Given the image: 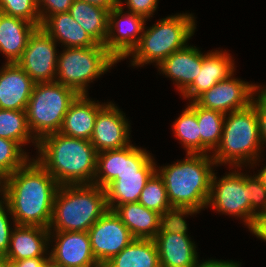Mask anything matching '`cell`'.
Wrapping results in <instances>:
<instances>
[{
    "instance_id": "ee69618b",
    "label": "cell",
    "mask_w": 266,
    "mask_h": 267,
    "mask_svg": "<svg viewBox=\"0 0 266 267\" xmlns=\"http://www.w3.org/2000/svg\"><path fill=\"white\" fill-rule=\"evenodd\" d=\"M256 175L262 180V183L266 188V166L261 168V170H259V172Z\"/></svg>"
},
{
    "instance_id": "d6a6232c",
    "label": "cell",
    "mask_w": 266,
    "mask_h": 267,
    "mask_svg": "<svg viewBox=\"0 0 266 267\" xmlns=\"http://www.w3.org/2000/svg\"><path fill=\"white\" fill-rule=\"evenodd\" d=\"M200 213L191 208L171 207L160 214L158 233H173L188 235L186 216ZM185 217V218H184Z\"/></svg>"
},
{
    "instance_id": "83f0119b",
    "label": "cell",
    "mask_w": 266,
    "mask_h": 267,
    "mask_svg": "<svg viewBox=\"0 0 266 267\" xmlns=\"http://www.w3.org/2000/svg\"><path fill=\"white\" fill-rule=\"evenodd\" d=\"M195 114L199 125L200 154L210 155L220 143L225 114L220 111L202 108L196 103Z\"/></svg>"
},
{
    "instance_id": "484cf974",
    "label": "cell",
    "mask_w": 266,
    "mask_h": 267,
    "mask_svg": "<svg viewBox=\"0 0 266 267\" xmlns=\"http://www.w3.org/2000/svg\"><path fill=\"white\" fill-rule=\"evenodd\" d=\"M68 12L96 43L105 44L108 34L107 9L74 0Z\"/></svg>"
},
{
    "instance_id": "4316f807",
    "label": "cell",
    "mask_w": 266,
    "mask_h": 267,
    "mask_svg": "<svg viewBox=\"0 0 266 267\" xmlns=\"http://www.w3.org/2000/svg\"><path fill=\"white\" fill-rule=\"evenodd\" d=\"M103 267H160L153 239H134Z\"/></svg>"
},
{
    "instance_id": "4dcf8cb0",
    "label": "cell",
    "mask_w": 266,
    "mask_h": 267,
    "mask_svg": "<svg viewBox=\"0 0 266 267\" xmlns=\"http://www.w3.org/2000/svg\"><path fill=\"white\" fill-rule=\"evenodd\" d=\"M138 202L159 214L172 207L168 200L164 181L157 171L147 180Z\"/></svg>"
},
{
    "instance_id": "836d02e7",
    "label": "cell",
    "mask_w": 266,
    "mask_h": 267,
    "mask_svg": "<svg viewBox=\"0 0 266 267\" xmlns=\"http://www.w3.org/2000/svg\"><path fill=\"white\" fill-rule=\"evenodd\" d=\"M0 13L22 18L41 27L37 0H0Z\"/></svg>"
},
{
    "instance_id": "ab89813d",
    "label": "cell",
    "mask_w": 266,
    "mask_h": 267,
    "mask_svg": "<svg viewBox=\"0 0 266 267\" xmlns=\"http://www.w3.org/2000/svg\"><path fill=\"white\" fill-rule=\"evenodd\" d=\"M15 267H47L49 257H34L11 262Z\"/></svg>"
},
{
    "instance_id": "cb8c5ba5",
    "label": "cell",
    "mask_w": 266,
    "mask_h": 267,
    "mask_svg": "<svg viewBox=\"0 0 266 267\" xmlns=\"http://www.w3.org/2000/svg\"><path fill=\"white\" fill-rule=\"evenodd\" d=\"M110 210L115 212L135 239H153L159 231L160 214L139 202L115 205Z\"/></svg>"
},
{
    "instance_id": "7dc6e473",
    "label": "cell",
    "mask_w": 266,
    "mask_h": 267,
    "mask_svg": "<svg viewBox=\"0 0 266 267\" xmlns=\"http://www.w3.org/2000/svg\"><path fill=\"white\" fill-rule=\"evenodd\" d=\"M5 267H15L12 263L8 262Z\"/></svg>"
},
{
    "instance_id": "8992f818",
    "label": "cell",
    "mask_w": 266,
    "mask_h": 267,
    "mask_svg": "<svg viewBox=\"0 0 266 267\" xmlns=\"http://www.w3.org/2000/svg\"><path fill=\"white\" fill-rule=\"evenodd\" d=\"M261 150L264 149L255 107L250 104L245 109L225 114L220 143L211 153L216 166L229 164L234 169L249 165L253 168L260 162Z\"/></svg>"
},
{
    "instance_id": "60d3db41",
    "label": "cell",
    "mask_w": 266,
    "mask_h": 267,
    "mask_svg": "<svg viewBox=\"0 0 266 267\" xmlns=\"http://www.w3.org/2000/svg\"><path fill=\"white\" fill-rule=\"evenodd\" d=\"M250 232L264 242L266 241V214H262L257 217L255 224Z\"/></svg>"
},
{
    "instance_id": "6da1fadb",
    "label": "cell",
    "mask_w": 266,
    "mask_h": 267,
    "mask_svg": "<svg viewBox=\"0 0 266 267\" xmlns=\"http://www.w3.org/2000/svg\"><path fill=\"white\" fill-rule=\"evenodd\" d=\"M31 158L4 178L2 200L8 205L15 225L48 229L59 184Z\"/></svg>"
},
{
    "instance_id": "74e56055",
    "label": "cell",
    "mask_w": 266,
    "mask_h": 267,
    "mask_svg": "<svg viewBox=\"0 0 266 267\" xmlns=\"http://www.w3.org/2000/svg\"><path fill=\"white\" fill-rule=\"evenodd\" d=\"M125 3H122V0H118L119 6L127 5L126 12L134 13L135 15L143 17L145 20L153 17L155 11L158 7L159 0H124Z\"/></svg>"
},
{
    "instance_id": "f6af8a7d",
    "label": "cell",
    "mask_w": 266,
    "mask_h": 267,
    "mask_svg": "<svg viewBox=\"0 0 266 267\" xmlns=\"http://www.w3.org/2000/svg\"><path fill=\"white\" fill-rule=\"evenodd\" d=\"M8 262L9 261L5 254L0 253V267H5Z\"/></svg>"
},
{
    "instance_id": "b9f144b4",
    "label": "cell",
    "mask_w": 266,
    "mask_h": 267,
    "mask_svg": "<svg viewBox=\"0 0 266 267\" xmlns=\"http://www.w3.org/2000/svg\"><path fill=\"white\" fill-rule=\"evenodd\" d=\"M197 267H241V263L232 260L209 259L198 263Z\"/></svg>"
},
{
    "instance_id": "5b68a950",
    "label": "cell",
    "mask_w": 266,
    "mask_h": 267,
    "mask_svg": "<svg viewBox=\"0 0 266 267\" xmlns=\"http://www.w3.org/2000/svg\"><path fill=\"white\" fill-rule=\"evenodd\" d=\"M108 209L106 191L102 187L95 184L59 186L48 229L88 232Z\"/></svg>"
},
{
    "instance_id": "e0dca14e",
    "label": "cell",
    "mask_w": 266,
    "mask_h": 267,
    "mask_svg": "<svg viewBox=\"0 0 266 267\" xmlns=\"http://www.w3.org/2000/svg\"><path fill=\"white\" fill-rule=\"evenodd\" d=\"M34 86L17 63L5 62L0 68V109L25 111Z\"/></svg>"
},
{
    "instance_id": "d6986e66",
    "label": "cell",
    "mask_w": 266,
    "mask_h": 267,
    "mask_svg": "<svg viewBox=\"0 0 266 267\" xmlns=\"http://www.w3.org/2000/svg\"><path fill=\"white\" fill-rule=\"evenodd\" d=\"M202 67V52L195 46L187 45L169 55L157 68L159 73L173 80L181 94L192 84Z\"/></svg>"
},
{
    "instance_id": "ac0fdd59",
    "label": "cell",
    "mask_w": 266,
    "mask_h": 267,
    "mask_svg": "<svg viewBox=\"0 0 266 267\" xmlns=\"http://www.w3.org/2000/svg\"><path fill=\"white\" fill-rule=\"evenodd\" d=\"M232 58L226 50L202 53V67L192 84L181 94L183 98L194 101L217 82L232 75L235 71V62Z\"/></svg>"
},
{
    "instance_id": "5bb4252c",
    "label": "cell",
    "mask_w": 266,
    "mask_h": 267,
    "mask_svg": "<svg viewBox=\"0 0 266 267\" xmlns=\"http://www.w3.org/2000/svg\"><path fill=\"white\" fill-rule=\"evenodd\" d=\"M146 21L134 13H126L123 6L117 5L109 11L108 34L104 46L118 62L125 60L137 46Z\"/></svg>"
},
{
    "instance_id": "44dd1931",
    "label": "cell",
    "mask_w": 266,
    "mask_h": 267,
    "mask_svg": "<svg viewBox=\"0 0 266 267\" xmlns=\"http://www.w3.org/2000/svg\"><path fill=\"white\" fill-rule=\"evenodd\" d=\"M155 241L160 267H197L198 253L189 235L157 233Z\"/></svg>"
},
{
    "instance_id": "bcb514c9",
    "label": "cell",
    "mask_w": 266,
    "mask_h": 267,
    "mask_svg": "<svg viewBox=\"0 0 266 267\" xmlns=\"http://www.w3.org/2000/svg\"><path fill=\"white\" fill-rule=\"evenodd\" d=\"M4 177L0 175V193L3 195Z\"/></svg>"
},
{
    "instance_id": "9a60e30c",
    "label": "cell",
    "mask_w": 266,
    "mask_h": 267,
    "mask_svg": "<svg viewBox=\"0 0 266 267\" xmlns=\"http://www.w3.org/2000/svg\"><path fill=\"white\" fill-rule=\"evenodd\" d=\"M49 237L50 244L55 242L49 252L52 266L101 267L93 256L88 232L49 231Z\"/></svg>"
},
{
    "instance_id": "9c48e42d",
    "label": "cell",
    "mask_w": 266,
    "mask_h": 267,
    "mask_svg": "<svg viewBox=\"0 0 266 267\" xmlns=\"http://www.w3.org/2000/svg\"><path fill=\"white\" fill-rule=\"evenodd\" d=\"M118 61L104 45L64 48L58 55L56 82L75 90L78 94H89V83L101 77Z\"/></svg>"
},
{
    "instance_id": "30bf717a",
    "label": "cell",
    "mask_w": 266,
    "mask_h": 267,
    "mask_svg": "<svg viewBox=\"0 0 266 267\" xmlns=\"http://www.w3.org/2000/svg\"><path fill=\"white\" fill-rule=\"evenodd\" d=\"M231 171L222 178L213 173L206 208L211 207L218 213L238 217L251 230V205L248 200L246 174L241 172V167H235Z\"/></svg>"
},
{
    "instance_id": "7c38bea8",
    "label": "cell",
    "mask_w": 266,
    "mask_h": 267,
    "mask_svg": "<svg viewBox=\"0 0 266 267\" xmlns=\"http://www.w3.org/2000/svg\"><path fill=\"white\" fill-rule=\"evenodd\" d=\"M88 233L93 256L101 267L135 239L110 209L90 227Z\"/></svg>"
},
{
    "instance_id": "52a82bcc",
    "label": "cell",
    "mask_w": 266,
    "mask_h": 267,
    "mask_svg": "<svg viewBox=\"0 0 266 267\" xmlns=\"http://www.w3.org/2000/svg\"><path fill=\"white\" fill-rule=\"evenodd\" d=\"M195 19L191 13H177L159 19L148 29L144 26L139 43L127 56L132 57L131 66L150 63L158 66L169 55L186 47L195 33Z\"/></svg>"
},
{
    "instance_id": "d4e9b609",
    "label": "cell",
    "mask_w": 266,
    "mask_h": 267,
    "mask_svg": "<svg viewBox=\"0 0 266 267\" xmlns=\"http://www.w3.org/2000/svg\"><path fill=\"white\" fill-rule=\"evenodd\" d=\"M41 27L57 44L61 43L65 48L90 47L97 44L69 12L50 15Z\"/></svg>"
},
{
    "instance_id": "603a6c76",
    "label": "cell",
    "mask_w": 266,
    "mask_h": 267,
    "mask_svg": "<svg viewBox=\"0 0 266 267\" xmlns=\"http://www.w3.org/2000/svg\"><path fill=\"white\" fill-rule=\"evenodd\" d=\"M36 28L27 20L0 13V52L6 57V63H16L22 57Z\"/></svg>"
},
{
    "instance_id": "4fadbf2b",
    "label": "cell",
    "mask_w": 266,
    "mask_h": 267,
    "mask_svg": "<svg viewBox=\"0 0 266 267\" xmlns=\"http://www.w3.org/2000/svg\"><path fill=\"white\" fill-rule=\"evenodd\" d=\"M217 82L209 90L199 95L194 102L205 109L220 111L224 114L247 108L260 85L233 77Z\"/></svg>"
},
{
    "instance_id": "ba28073f",
    "label": "cell",
    "mask_w": 266,
    "mask_h": 267,
    "mask_svg": "<svg viewBox=\"0 0 266 267\" xmlns=\"http://www.w3.org/2000/svg\"><path fill=\"white\" fill-rule=\"evenodd\" d=\"M78 95L56 81L35 83L25 111L30 132L37 141L59 132L67 110Z\"/></svg>"
},
{
    "instance_id": "d590c367",
    "label": "cell",
    "mask_w": 266,
    "mask_h": 267,
    "mask_svg": "<svg viewBox=\"0 0 266 267\" xmlns=\"http://www.w3.org/2000/svg\"><path fill=\"white\" fill-rule=\"evenodd\" d=\"M2 198L3 196H1L0 194V253L6 255L10 245V237H11V232L13 230L12 227H14L11 225L12 223L13 225H15V222L12 218V214L10 212L8 205L2 200ZM8 215L11 216L13 222L10 223L11 220L10 216Z\"/></svg>"
},
{
    "instance_id": "1f68e13d",
    "label": "cell",
    "mask_w": 266,
    "mask_h": 267,
    "mask_svg": "<svg viewBox=\"0 0 266 267\" xmlns=\"http://www.w3.org/2000/svg\"><path fill=\"white\" fill-rule=\"evenodd\" d=\"M30 159L29 154L15 141L0 138V175L13 174Z\"/></svg>"
},
{
    "instance_id": "7402d4cb",
    "label": "cell",
    "mask_w": 266,
    "mask_h": 267,
    "mask_svg": "<svg viewBox=\"0 0 266 267\" xmlns=\"http://www.w3.org/2000/svg\"><path fill=\"white\" fill-rule=\"evenodd\" d=\"M106 104L79 94L67 110L59 133L90 141L97 114Z\"/></svg>"
},
{
    "instance_id": "f546056e",
    "label": "cell",
    "mask_w": 266,
    "mask_h": 267,
    "mask_svg": "<svg viewBox=\"0 0 266 267\" xmlns=\"http://www.w3.org/2000/svg\"><path fill=\"white\" fill-rule=\"evenodd\" d=\"M190 104L182 111L181 115L173 123V133L176 139L186 149V154H200V135L199 125L195 114V102Z\"/></svg>"
},
{
    "instance_id": "8fae6325",
    "label": "cell",
    "mask_w": 266,
    "mask_h": 267,
    "mask_svg": "<svg viewBox=\"0 0 266 267\" xmlns=\"http://www.w3.org/2000/svg\"><path fill=\"white\" fill-rule=\"evenodd\" d=\"M56 47L57 42L42 27H37L16 63L35 83L54 82L59 55Z\"/></svg>"
},
{
    "instance_id": "ffe728a7",
    "label": "cell",
    "mask_w": 266,
    "mask_h": 267,
    "mask_svg": "<svg viewBox=\"0 0 266 267\" xmlns=\"http://www.w3.org/2000/svg\"><path fill=\"white\" fill-rule=\"evenodd\" d=\"M49 229L14 225L6 257L11 263L27 258L49 257Z\"/></svg>"
},
{
    "instance_id": "e575fe53",
    "label": "cell",
    "mask_w": 266,
    "mask_h": 267,
    "mask_svg": "<svg viewBox=\"0 0 266 267\" xmlns=\"http://www.w3.org/2000/svg\"><path fill=\"white\" fill-rule=\"evenodd\" d=\"M246 186L248 187L249 204L251 205V229L258 216L266 214V188L262 180L254 174H246Z\"/></svg>"
},
{
    "instance_id": "7bdbcfd3",
    "label": "cell",
    "mask_w": 266,
    "mask_h": 267,
    "mask_svg": "<svg viewBox=\"0 0 266 267\" xmlns=\"http://www.w3.org/2000/svg\"><path fill=\"white\" fill-rule=\"evenodd\" d=\"M83 2H87L89 4H93L104 9L110 11L118 5V0H80Z\"/></svg>"
},
{
    "instance_id": "f1b7e54d",
    "label": "cell",
    "mask_w": 266,
    "mask_h": 267,
    "mask_svg": "<svg viewBox=\"0 0 266 267\" xmlns=\"http://www.w3.org/2000/svg\"><path fill=\"white\" fill-rule=\"evenodd\" d=\"M0 138L15 141L22 148L31 142L36 149L38 146V141L28 127L26 111L0 109Z\"/></svg>"
},
{
    "instance_id": "f35d334b",
    "label": "cell",
    "mask_w": 266,
    "mask_h": 267,
    "mask_svg": "<svg viewBox=\"0 0 266 267\" xmlns=\"http://www.w3.org/2000/svg\"><path fill=\"white\" fill-rule=\"evenodd\" d=\"M74 0H37L41 24L56 13L68 12Z\"/></svg>"
},
{
    "instance_id": "3957f363",
    "label": "cell",
    "mask_w": 266,
    "mask_h": 267,
    "mask_svg": "<svg viewBox=\"0 0 266 267\" xmlns=\"http://www.w3.org/2000/svg\"><path fill=\"white\" fill-rule=\"evenodd\" d=\"M36 150L35 160L59 186L93 184L98 152L89 140L57 132L41 138Z\"/></svg>"
},
{
    "instance_id": "8d00e7d4",
    "label": "cell",
    "mask_w": 266,
    "mask_h": 267,
    "mask_svg": "<svg viewBox=\"0 0 266 267\" xmlns=\"http://www.w3.org/2000/svg\"><path fill=\"white\" fill-rule=\"evenodd\" d=\"M264 86L260 85L258 87L251 103L257 112L259 133L263 147L264 145L266 146V86ZM255 96L258 97L255 98Z\"/></svg>"
},
{
    "instance_id": "2e32d148",
    "label": "cell",
    "mask_w": 266,
    "mask_h": 267,
    "mask_svg": "<svg viewBox=\"0 0 266 267\" xmlns=\"http://www.w3.org/2000/svg\"><path fill=\"white\" fill-rule=\"evenodd\" d=\"M125 113L113 102L98 112L90 142L96 151L121 149L131 144V126Z\"/></svg>"
},
{
    "instance_id": "7a4b0ae2",
    "label": "cell",
    "mask_w": 266,
    "mask_h": 267,
    "mask_svg": "<svg viewBox=\"0 0 266 267\" xmlns=\"http://www.w3.org/2000/svg\"><path fill=\"white\" fill-rule=\"evenodd\" d=\"M154 159L145 148L132 143L98 153L93 184L105 189L109 209L138 202L147 180L158 167Z\"/></svg>"
},
{
    "instance_id": "277c9868",
    "label": "cell",
    "mask_w": 266,
    "mask_h": 267,
    "mask_svg": "<svg viewBox=\"0 0 266 267\" xmlns=\"http://www.w3.org/2000/svg\"><path fill=\"white\" fill-rule=\"evenodd\" d=\"M184 160L156 167L172 207L205 209L216 163L211 155L186 154ZM213 166V167H212Z\"/></svg>"
}]
</instances>
